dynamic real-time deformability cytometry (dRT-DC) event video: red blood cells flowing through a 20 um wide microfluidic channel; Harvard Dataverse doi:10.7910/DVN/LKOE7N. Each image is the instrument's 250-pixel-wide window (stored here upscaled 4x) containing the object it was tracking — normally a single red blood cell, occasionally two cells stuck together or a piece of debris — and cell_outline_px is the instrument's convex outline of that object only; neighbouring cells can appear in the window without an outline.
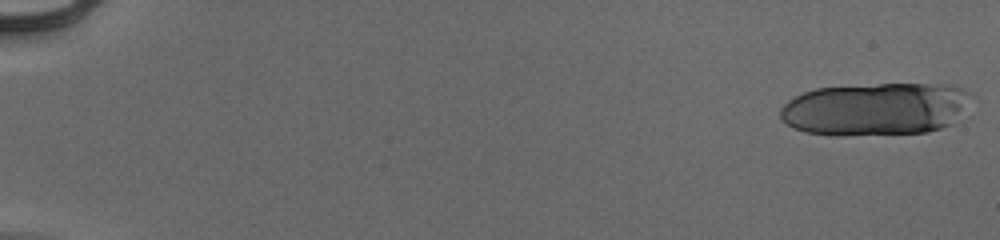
{"species": "human", "species_latin": "Homo sapiens", "temperature_condition": "cold", "stored_images_in_passage": 22, "camera_frame_rate_fps": 3000, "um_per_image_px": 0.085, "donor": {"sex": "male"}, "frame": {"image": 1, "passage_image": 1, "time_ms": 0.0, "image_size_px": [1000, 240], "cell_outline_px": [[968, 96], [952, 124], [928, 132], [844, 136], [836, 136], [804, 132], [792, 128], [780, 116], [780, 108], [788, 100], [804, 92], [816, 88], [880, 84], [928, 84], [964, 88], [968, 92]], "centroid_in_image_um": [74.31, 9.29], "position_along_channel_um": 10.7, "area_um2": 58.15}}
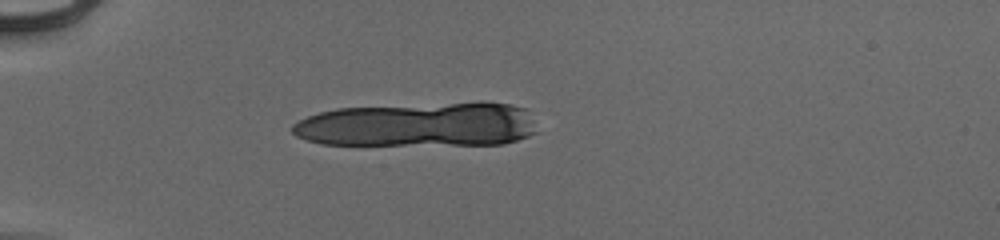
{"frame": {"image": 2, "passage_image": 16, "time_ms": 5.0, "image_size_px": [1000, 240], "cell_outline_px": [[536, 132], [528, 136], [504, 144], [320, 144], [296, 136], [292, 132], [292, 124], [308, 116], [320, 112], [336, 108], [480, 100], [484, 100], [512, 104], [528, 108]], "centroid_in_image_um": [35.63, 10.55], "position_along_channel_um": 49.4, "area_um2": 64.22}}